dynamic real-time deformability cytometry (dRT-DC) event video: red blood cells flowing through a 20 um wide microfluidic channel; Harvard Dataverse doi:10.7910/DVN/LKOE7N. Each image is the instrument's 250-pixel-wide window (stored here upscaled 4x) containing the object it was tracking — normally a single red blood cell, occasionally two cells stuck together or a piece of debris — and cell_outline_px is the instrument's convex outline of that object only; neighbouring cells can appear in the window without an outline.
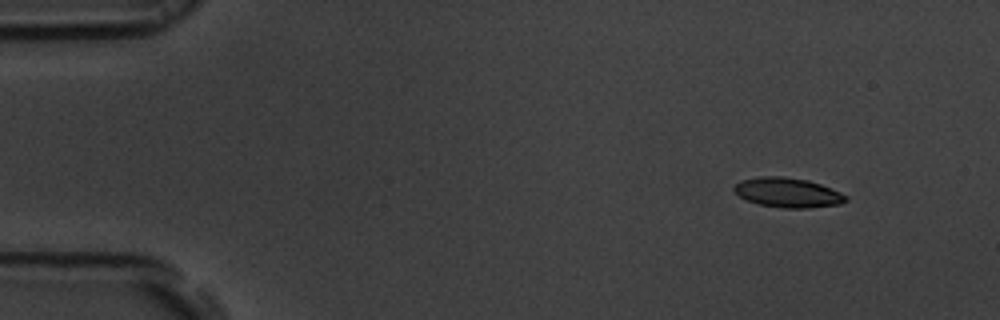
{"species": "common noctule bat (a hibernating species)", "species_latin": "Nyctalus noctula", "temperature_condition": "room temperature", "stored_images_in_passage": 50, "camera_frame_rate_fps": 3000, "um_per_image_px": 0.085, "animal": {"sex": "male", "body_mass_g": 19.5, "forearm_length_mm": 54.6}, "frame": {"image": 1, "passage_image": 1, "time_ms": 0.0, "image_size_px": [1000, 320], "cell_outline_px": [[848, 200], [840, 204], [808, 208], [784, 208], [760, 204], [748, 200], [740, 196], [732, 188], [740, 180], [760, 176], [784, 176], [808, 180], [820, 184], [840, 192], [848, 196]], "centroid_in_image_um": [66.98, 16.36], "position_along_channel_um": 18.0, "area_um2": 19.25}}
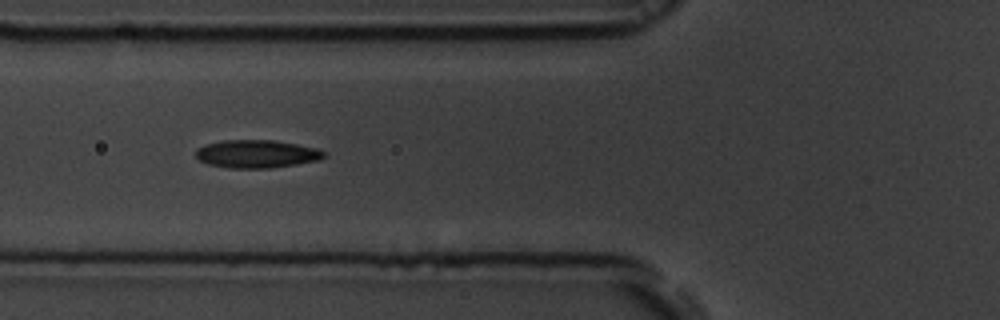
{"frame": {"image": 2, "passage_image": 16, "time_ms": 5.0, "image_size_px": [1000, 320], "cell_outline_px": [[324, 156], [320, 160], [272, 168], [232, 168], [208, 164], [200, 160], [196, 156], [196, 148], [204, 144], [224, 140], [272, 140], [296, 144], [316, 148], [324, 152]], "centroid_in_image_um": [21.79, 13.08], "position_along_channel_um": 104.0, "area_um2": 20.81}}
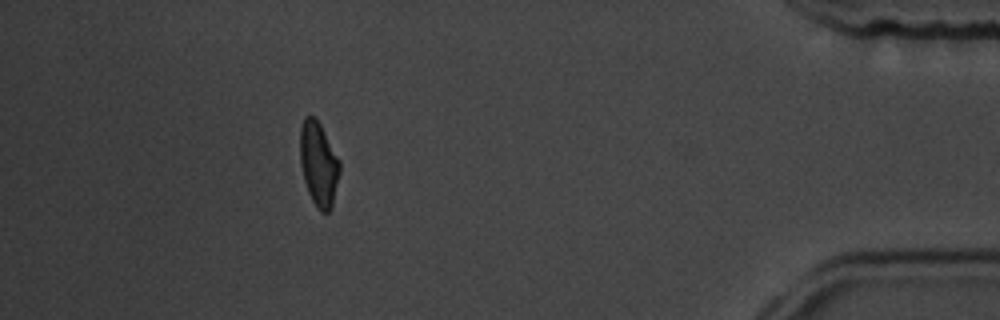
{"frame": {"image": 3, "passage_image": 45, "time_ms": 14.667, "image_size_px": [1000, 320], "cell_outline_px": [[340, 172], [332, 204], [328, 212], [320, 212], [316, 208], [308, 192], [304, 180], [300, 164], [300, 128], [304, 116], [316, 116], [340, 160]], "centroid_in_image_um": [27.07, 13.91], "position_along_channel_um": 408.1, "area_um2": 19.59}, "authors_computed_cell_mechanics": {"area_um2": 19.9699, "velocity_mm_per_s": 3.6949, "shape_relaxation_time_tau1_ms": 5.831, "shape_relaxation_time_tau2_ms": 2.6113, "deformation_change_tau1": 0.1486, "deformation_change_tau2": 0.0866}}